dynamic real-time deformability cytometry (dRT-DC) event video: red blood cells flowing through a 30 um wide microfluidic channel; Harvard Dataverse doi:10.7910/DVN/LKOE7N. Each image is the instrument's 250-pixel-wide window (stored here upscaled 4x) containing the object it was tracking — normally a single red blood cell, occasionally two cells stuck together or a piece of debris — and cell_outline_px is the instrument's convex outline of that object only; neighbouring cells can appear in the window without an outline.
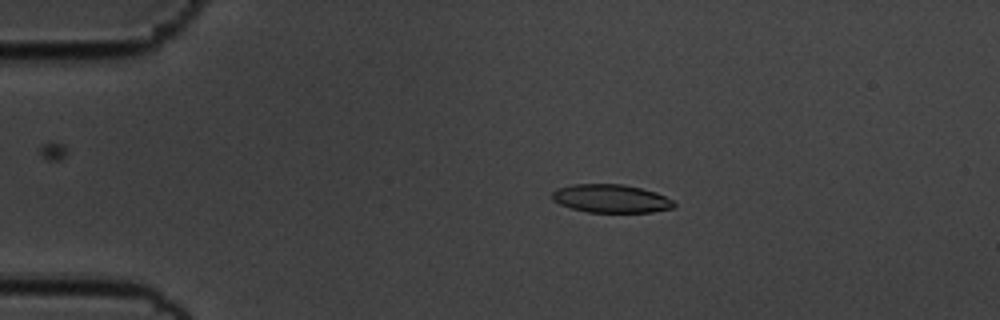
{"species": "common noctule bat (a hibernating species)", "species_latin": "Nyctalus noctula", "temperature_condition": "cold", "stored_images_in_passage": 58, "camera_frame_rate_fps": 3000, "um_per_image_px": 0.085, "animal": {"sex": "male", "body_mass_g": 19.5, "forearm_length_mm": 54.6}, "frame": {"image": 1, "passage_image": 12, "time_ms": 3.667, "image_size_px": [1000, 320], "cell_outline_px": [[676, 204], [672, 208], [652, 212], [588, 212], [572, 208], [560, 204], [552, 200], [552, 192], [556, 188], [572, 184], [624, 184], [656, 192], [672, 200]], "centroid_in_image_um": [51.91, 16.87], "position_along_channel_um": 33.1, "area_um2": 20.06}}
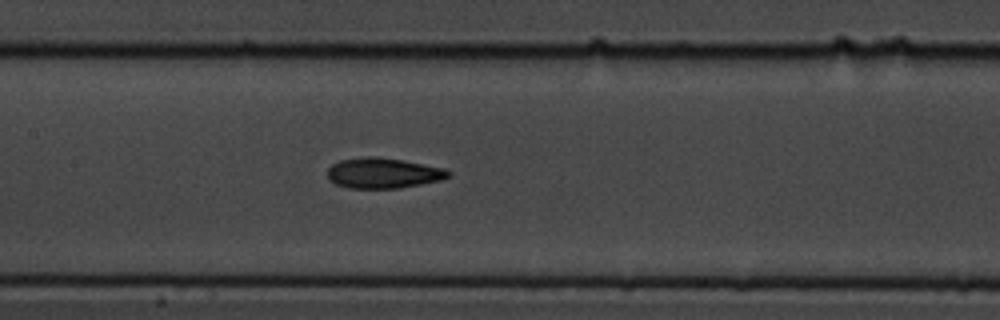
{"frame": {"image": 2, "passage_image": 28, "time_ms": 9.0, "image_size_px": [1000, 320], "cell_outline_px": [[452, 172], [448, 176], [440, 180], [400, 188], [348, 188], [336, 184], [328, 180], [328, 168], [332, 164], [340, 160], [368, 156], [376, 156], [404, 160], [444, 168]], "centroid_in_image_um": [32.55, 14.7], "position_along_channel_um": 174.9, "area_um2": 21.44}}
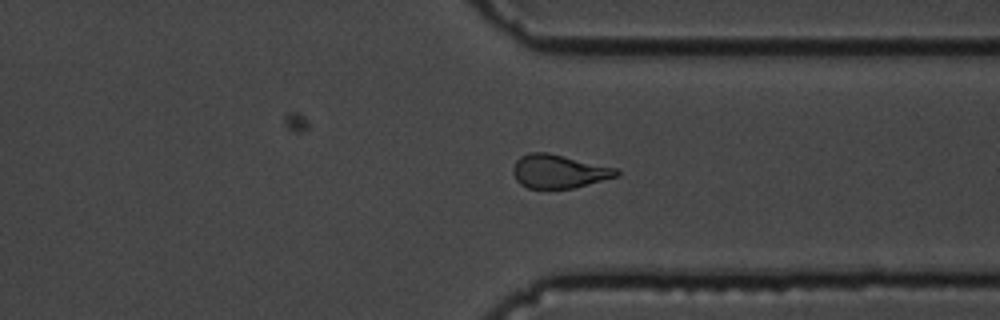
{"frame": {"image": 3, "passage_image": 44, "time_ms": 14.333, "image_size_px": [1000, 320], "cell_outline_px": [[620, 176], [572, 188], [528, 188], [520, 184], [516, 180], [512, 172], [512, 168], [516, 160], [520, 156], [528, 152], [548, 152], [620, 168]], "centroid_in_image_um": [47.53, 14.55], "position_along_channel_um": 363.9, "area_um2": 20.58}, "authors_computed_cell_mechanics": {"area_um2": 20.519, "velocity_mm_per_s": 3.5463, "shape_relaxation_time_tau1_ms": 3.992, "shape_relaxation_time_tau2_ms": 2.576, "deformation_change_tau1": 0.1698, "deformation_change_tau2": 0.1029}}